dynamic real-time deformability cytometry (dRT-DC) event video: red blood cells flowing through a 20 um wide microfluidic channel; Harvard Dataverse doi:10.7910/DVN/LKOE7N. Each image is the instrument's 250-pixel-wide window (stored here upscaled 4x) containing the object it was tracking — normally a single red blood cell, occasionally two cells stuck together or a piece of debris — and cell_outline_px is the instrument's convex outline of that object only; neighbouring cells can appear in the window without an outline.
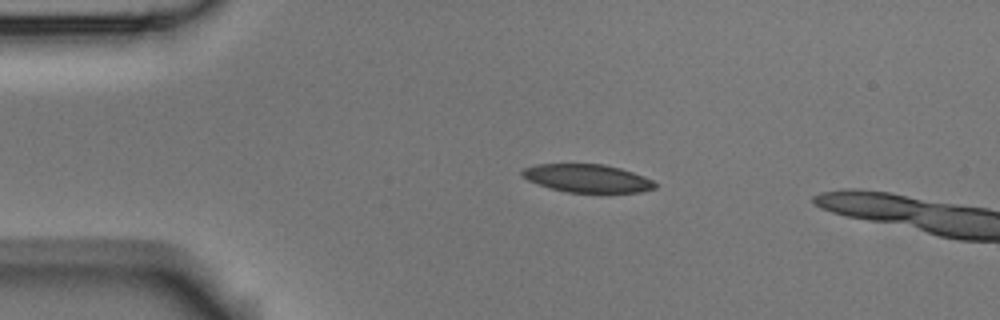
{"species": "Egyptian fruit bat (a non-hibernating species)", "species_latin": "Rousettus aegyptiacus", "temperature_condition": "room temperature", "stored_images_in_passage": 4, "camera_frame_rate_fps": 3000, "um_per_image_px": 0.085, "animal": {"sex": "male"}, "frame": {"image": 1, "passage_image": 2, "time_ms": 2.0, "image_size_px": [1000, 320], "cell_outline_px": [[656, 188], [640, 192], [568, 192], [552, 188], [528, 180], [520, 176], [520, 172], [524, 168], [536, 164], [604, 164], [620, 168], [644, 176], [652, 180], [656, 184]], "centroid_in_image_um": [49.91, 15.14], "position_along_channel_um": 35.1, "area_um2": 21.56}}